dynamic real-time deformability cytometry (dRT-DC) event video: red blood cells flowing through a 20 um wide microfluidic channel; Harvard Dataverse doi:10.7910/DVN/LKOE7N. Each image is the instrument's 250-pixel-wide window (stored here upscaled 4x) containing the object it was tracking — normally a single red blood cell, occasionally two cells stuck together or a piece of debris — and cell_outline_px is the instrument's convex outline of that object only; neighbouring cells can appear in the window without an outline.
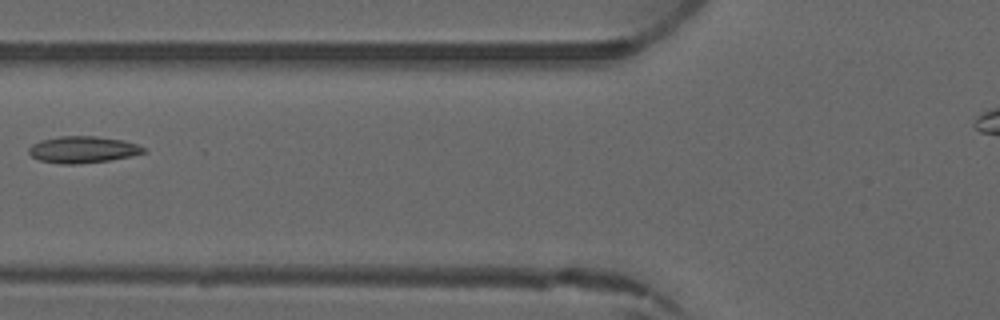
{"species": "common noctule bat (a hibernating species)", "species_latin": "Nyctalus noctula", "temperature_condition": "warm", "stored_images_in_passage": 2, "camera_frame_rate_fps": 3000, "um_per_image_px": 0.085, "animal": {"sex": "male", "forearm_length_mm": 52.5}, "frame": {"image": 1, "passage_image": 2, "time_ms": 1.333, "image_size_px": [1000, 320], "cell_outline_px": [[148, 152], [108, 160], [76, 164], [60, 164], [40, 160], [32, 156], [28, 152], [28, 148], [32, 144], [40, 140], [60, 136], [96, 136], [124, 140], [148, 148]], "centroid_in_image_um": [7.05, 12.7], "position_along_channel_um": 118.8, "area_um2": 17.86}}